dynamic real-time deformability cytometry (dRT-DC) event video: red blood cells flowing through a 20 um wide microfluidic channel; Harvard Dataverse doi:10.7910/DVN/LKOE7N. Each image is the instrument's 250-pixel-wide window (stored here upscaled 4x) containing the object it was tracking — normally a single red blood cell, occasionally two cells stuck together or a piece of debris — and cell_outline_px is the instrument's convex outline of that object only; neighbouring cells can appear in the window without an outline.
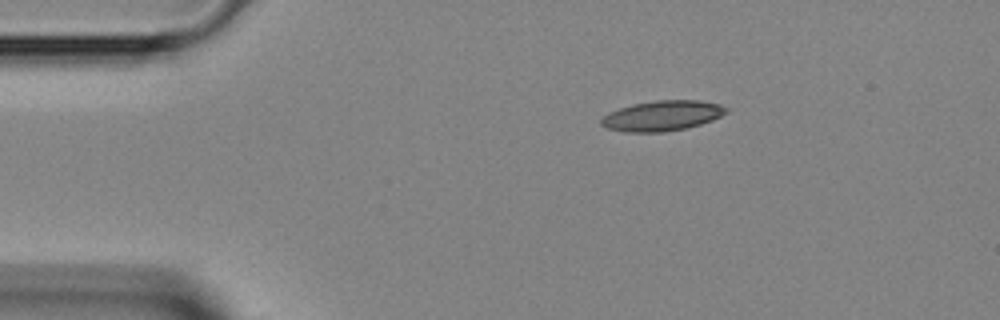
{"species": "Egyptian fruit bat (a non-hibernating species)", "species_latin": "Rousettus aegyptiacus", "temperature_condition": "room temperature", "stored_images_in_passage": 37, "camera_frame_rate_fps": 3000, "um_per_image_px": 0.085, "animal": {"sex": "female"}, "frame": {"image": 1, "passage_image": 1, "time_ms": 0.0, "image_size_px": [1000, 320], "cell_outline_px": [[728, 112], [712, 120], [700, 124], [684, 128], [660, 132], [624, 132], [608, 128], [600, 124], [600, 120], [608, 112], [632, 104], [656, 100], [700, 100], [720, 104], [728, 108]], "centroid_in_image_um": [56.28, 9.83], "position_along_channel_um": 28.7, "area_um2": 21.96}}
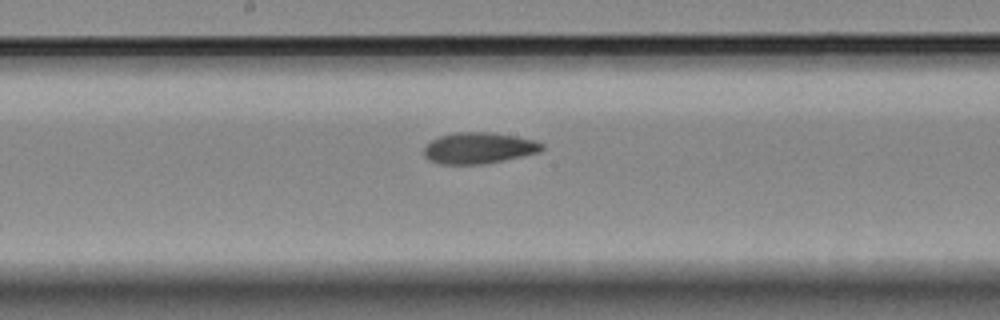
{"frame": {"image": 2, "passage_image": 16, "time_ms": 5.0, "image_size_px": [1000, 320], "cell_outline_px": [[544, 148], [540, 152], [504, 160], [484, 164], [440, 164], [428, 160], [424, 156], [424, 148], [432, 140], [440, 136], [460, 132], [488, 132], [516, 136], [536, 140], [544, 144]], "centroid_in_image_um": [40.72, 12.59], "position_along_channel_um": 207.5, "area_um2": 21.44}}
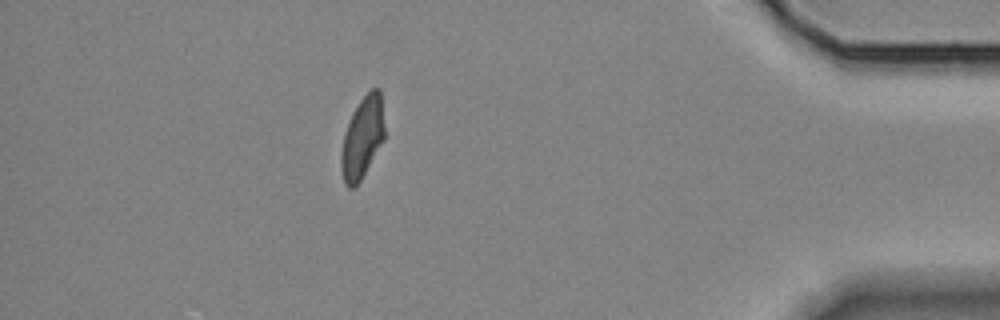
{"frame": {"image": 3, "passage_image": 32, "time_ms": 10.333, "image_size_px": [1000, 320], "cell_outline_px": [[384, 140], [360, 180], [352, 188], [348, 188], [344, 184], [340, 168], [340, 156], [344, 132], [352, 112], [360, 100], [372, 88], [380, 88], [384, 128]], "centroid_in_image_um": [30.78, 11.71], "position_along_channel_um": 404.4, "area_um2": 20.58}}